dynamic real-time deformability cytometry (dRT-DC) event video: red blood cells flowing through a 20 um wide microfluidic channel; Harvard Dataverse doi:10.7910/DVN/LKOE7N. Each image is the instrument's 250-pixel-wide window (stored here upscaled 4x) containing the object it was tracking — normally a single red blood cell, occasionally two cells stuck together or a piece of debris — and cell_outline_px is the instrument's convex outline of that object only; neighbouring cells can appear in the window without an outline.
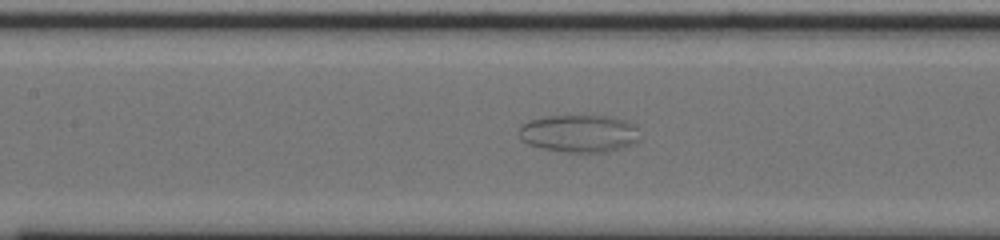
{"species": "common noctule bat (a hibernating species)", "species_latin": "Nyctalus noctula", "temperature_condition": "cold", "stored_images_in_passage": 47, "camera_frame_rate_fps": 3000, "um_per_image_px": 0.085, "animal": {"sex": "male", "body_mass_g": 20.0, "forearm_length_mm": 53.3}, "frame": {"image": 1, "passage_image": 22, "time_ms": 7.0, "image_size_px": [1000, 240], "cell_outline_px": [[640, 140], [608, 152], [564, 152], [544, 148], [528, 144], [520, 136], [520, 124], [532, 120], [548, 116], [612, 116], [636, 124]], "centroid_in_image_um": [49.26, 11.34], "position_along_channel_um": 158.1, "area_um2": 26.24}}
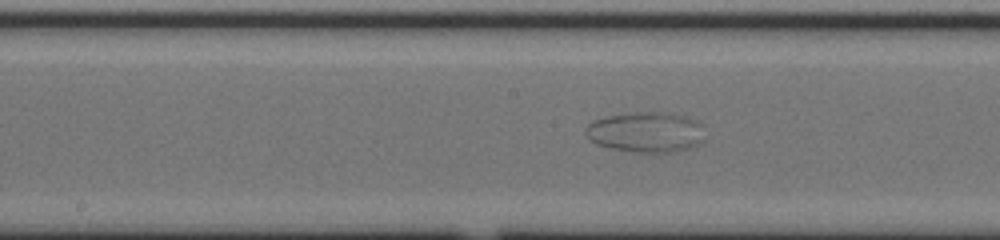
{"frame": {"image": 2, "passage_image": 25, "time_ms": 8.0, "image_size_px": [1000, 240], "cell_outline_px": [[704, 140], [688, 148], [676, 152], [640, 152], [612, 148], [596, 144], [584, 132], [584, 128], [592, 120], [608, 116], [636, 112], [664, 112], [684, 116], [696, 120], [700, 124]], "centroid_in_image_um": [54.88, 11.22], "position_along_channel_um": 193.3, "area_um2": 27.8}}
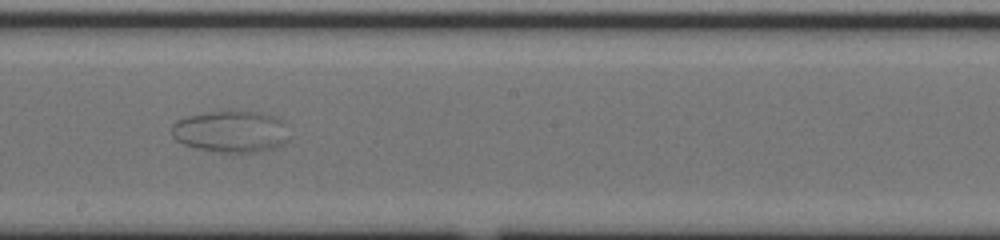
{"frame": {"image": 3, "passage_image": 28, "time_ms": 9.0, "image_size_px": [1000, 240], "cell_outline_px": [[288, 140], [284, 144], [272, 148], [256, 152], [232, 156], [184, 144], [176, 140], [172, 136], [172, 124], [176, 120], [188, 116], [208, 112], [260, 112], [276, 116], [284, 120]], "centroid_in_image_um": [19.65, 11.22], "position_along_channel_um": 228.6, "area_um2": 28.96}}